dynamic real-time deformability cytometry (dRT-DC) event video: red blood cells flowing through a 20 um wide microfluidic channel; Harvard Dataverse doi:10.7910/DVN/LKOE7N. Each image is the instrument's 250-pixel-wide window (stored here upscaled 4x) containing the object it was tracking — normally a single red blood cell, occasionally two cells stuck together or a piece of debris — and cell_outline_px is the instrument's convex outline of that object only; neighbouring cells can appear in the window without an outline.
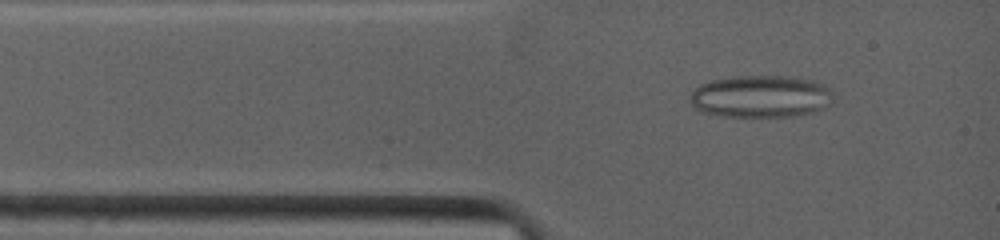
{"species": "common noctule bat (a hibernating species)", "species_latin": "Nyctalus noctula", "temperature_condition": "warm", "stored_images_in_passage": 36, "camera_frame_rate_fps": 4500, "um_per_image_px": 0.085, "animal": {"sex": "female", "body_mass_g": 19.0, "forearm_length_mm": 53.3}, "frame": {"image": 1, "passage_image": 3, "time_ms": 0.889, "image_size_px": [1000, 240], "cell_outline_px": [[828, 104], [824, 108], [812, 112], [792, 116], [724, 116], [704, 112], [692, 108], [692, 92], [700, 84], [712, 80], [732, 76], [776, 76], [804, 80], [816, 84], [824, 88], [828, 92]], "centroid_in_image_um": [64.52, 8.21], "position_along_channel_um": 20.5, "area_um2": 33.99}}
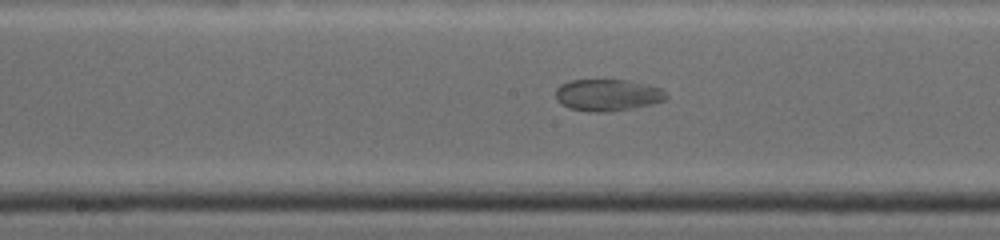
{"frame": {"image": 2, "passage_image": 15, "time_ms": 5.778, "image_size_px": [1000, 240], "cell_outline_px": [[668, 96], [664, 100], [632, 108], [608, 112], [596, 112], [568, 108], [556, 96], [556, 88], [560, 84], [572, 80], [624, 80], [660, 88]], "centroid_in_image_um": [51.61, 8.08], "position_along_channel_um": 196.6, "area_um2": 19.94}}
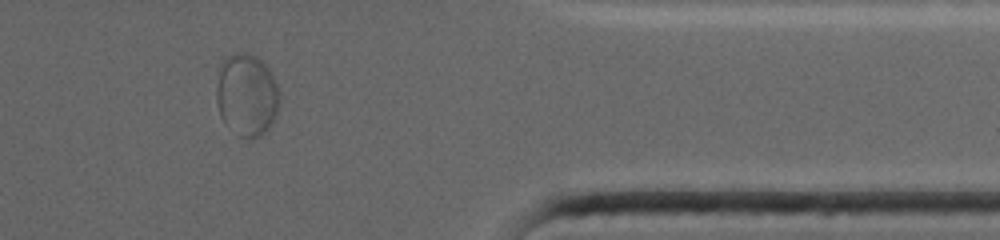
{"frame": {"image": 3, "passage_image": 28, "time_ms": 11.333, "image_size_px": [1000, 240], "cell_outline_px": [[280, 96], [276, 116], [268, 128], [260, 136], [252, 140], [248, 140], [240, 136], [220, 116], [216, 104], [216, 88], [220, 68], [224, 60], [228, 56], [240, 52], [248, 52], [256, 56], [268, 68], [280, 92]], "centroid_in_image_um": [20.98, 8.08], "position_along_channel_um": 390.4, "area_um2": 30.23}}